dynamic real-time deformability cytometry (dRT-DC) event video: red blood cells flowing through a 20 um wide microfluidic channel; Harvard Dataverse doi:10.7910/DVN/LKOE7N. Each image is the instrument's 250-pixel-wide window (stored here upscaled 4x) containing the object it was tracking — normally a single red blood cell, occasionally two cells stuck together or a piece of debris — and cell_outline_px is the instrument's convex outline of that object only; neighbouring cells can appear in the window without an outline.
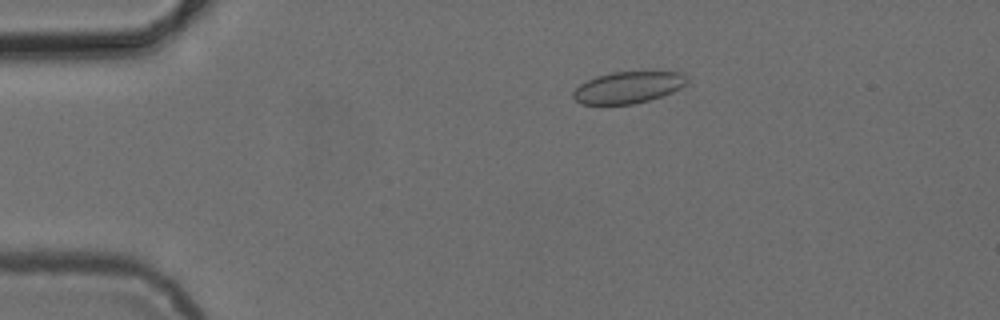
{"species": "common noctule bat (a hibernating species)", "species_latin": "Nyctalus noctula", "temperature_condition": "cold", "stored_images_in_passage": 45, "camera_frame_rate_fps": 3000, "um_per_image_px": 0.085, "animal": {"sex": "female", "body_mass_g": 24.6, "forearm_length_mm": 56.2}, "frame": {"image": 1, "passage_image": 2, "time_ms": 0.333, "image_size_px": [1000, 320], "cell_outline_px": [[688, 84], [672, 92], [648, 100], [632, 104], [580, 104], [572, 96], [572, 92], [580, 84], [596, 76], [612, 72], [684, 72], [688, 80]], "centroid_in_image_um": [53.4, 7.42], "position_along_channel_um": 31.6, "area_um2": 20.92}}
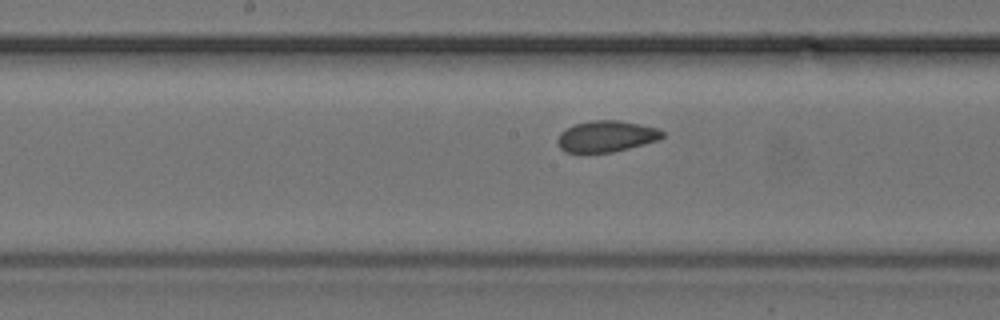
{"frame": {"image": 2, "passage_image": 19, "time_ms": 6.0, "image_size_px": [1000, 320], "cell_outline_px": [[664, 136], [660, 140], [612, 152], [564, 152], [560, 148], [556, 140], [560, 132], [576, 124], [592, 120], [620, 120], [640, 124], [656, 128], [664, 132]], "centroid_in_image_um": [51.54, 11.58], "position_along_channel_um": 196.7, "area_um2": 19.02}}
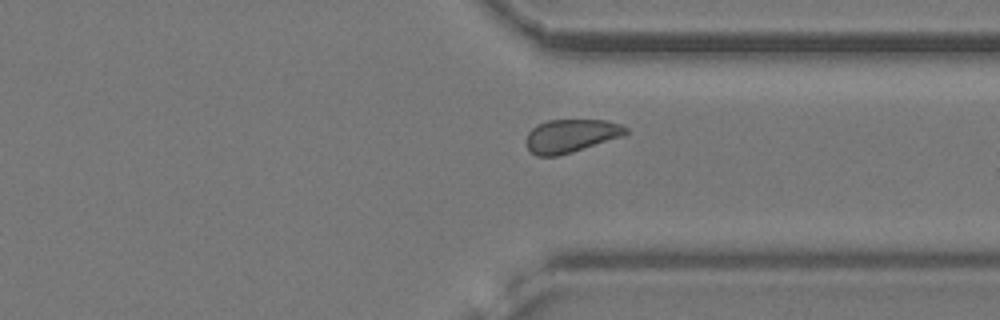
{"frame": {"image": 3, "passage_image": 32, "time_ms": 10.333, "image_size_px": [1000, 320], "cell_outline_px": [[628, 132], [624, 136], [572, 152], [556, 156], [536, 156], [524, 144], [524, 140], [528, 132], [536, 124], [548, 120], [608, 120], [620, 124], [628, 128]], "centroid_in_image_um": [48.51, 11.54], "position_along_channel_um": 362.9, "area_um2": 19.54}, "authors_computed_cell_mechanics": {"area_um2": 19.5942, "velocity_mm_per_s": 3.847, "shape_relaxation_time_tau1_ms": 8.5754, "shape_relaxation_time_tau2_ms": 1.9593, "deformation_change_tau1": 0.0677, "deformation_change_tau2": 0.0482}}